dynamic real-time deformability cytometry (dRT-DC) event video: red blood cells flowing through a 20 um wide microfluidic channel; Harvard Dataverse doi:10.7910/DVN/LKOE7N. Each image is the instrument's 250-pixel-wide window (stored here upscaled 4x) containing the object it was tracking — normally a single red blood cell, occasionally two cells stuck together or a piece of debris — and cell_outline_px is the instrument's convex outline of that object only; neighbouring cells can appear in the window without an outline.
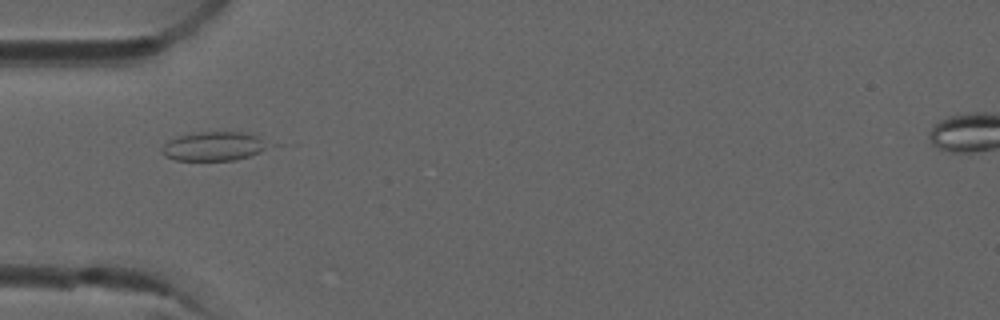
{"species": "common noctule bat (a hibernating species)", "species_latin": "Nyctalus noctula", "temperature_condition": "room temperature", "stored_images_in_passage": 1, "camera_frame_rate_fps": 3000, "um_per_image_px": 0.085, "animal": {"sex": "male", "forearm_length_mm": 52.5}, "frame": {"image": 1, "passage_image": 1, "time_ms": 0.0, "image_size_px": [1000, 320], "cell_outline_px": [[284, 144], [236, 160], [176, 160], [164, 156], [160, 152], [160, 148], [168, 140], [180, 136], [196, 132], [244, 132]], "centroid_in_image_um": [18.34, 12.42], "position_along_channel_um": 66.7, "area_um2": 18.79}}